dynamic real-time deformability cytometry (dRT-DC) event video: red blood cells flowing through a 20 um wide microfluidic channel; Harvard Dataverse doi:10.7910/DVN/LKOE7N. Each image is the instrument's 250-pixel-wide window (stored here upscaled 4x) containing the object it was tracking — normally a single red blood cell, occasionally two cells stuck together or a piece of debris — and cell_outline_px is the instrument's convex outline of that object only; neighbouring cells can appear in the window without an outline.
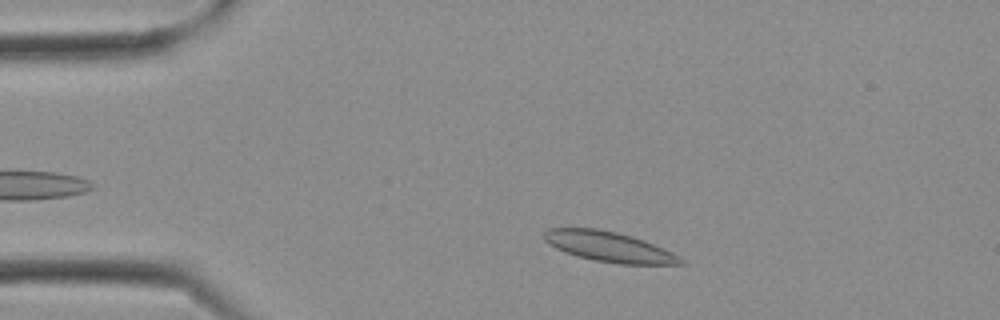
{"species": "Egyptian fruit bat (a non-hibernating species)", "species_latin": "Rousettus aegyptiacus", "temperature_condition": "cold", "stored_images_in_passage": 10, "camera_frame_rate_fps": 3000, "um_per_image_px": 0.085, "frame": {"image": 1, "passage_image": 2, "time_ms": 0.333, "image_size_px": [1000, 320], "cell_outline_px": [[684, 264], [620, 264], [596, 260], [580, 256], [556, 248], [544, 240], [544, 232], [548, 228], [596, 228], [616, 232], [632, 236], [672, 252], [680, 256], [684, 260]], "centroid_in_image_um": [51.78, 20.96], "position_along_channel_um": 33.2, "area_um2": 23.52}}
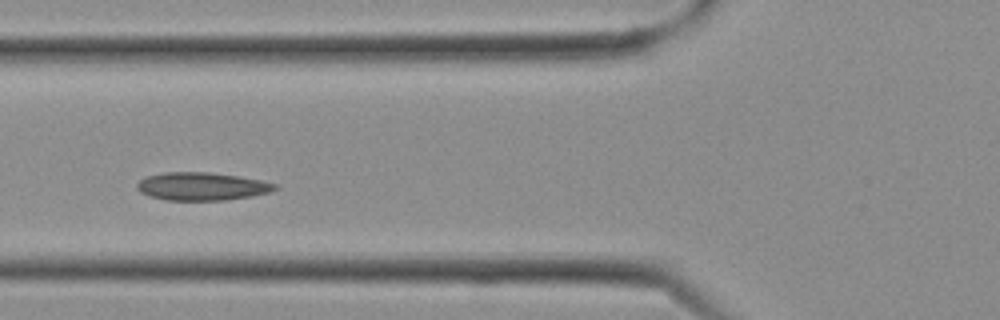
{"frame": {"image": 2, "passage_image": 7, "time_ms": 2.0, "image_size_px": [1000, 320], "cell_outline_px": [[280, 188], [272, 192], [252, 196], [224, 200], [168, 200], [148, 196], [140, 192], [136, 188], [136, 184], [140, 180], [148, 176], [164, 172], [208, 172], [236, 176], [260, 180], [276, 184]], "centroid_in_image_um": [17.16, 15.84], "position_along_channel_um": 108.6, "area_um2": 22.48}}
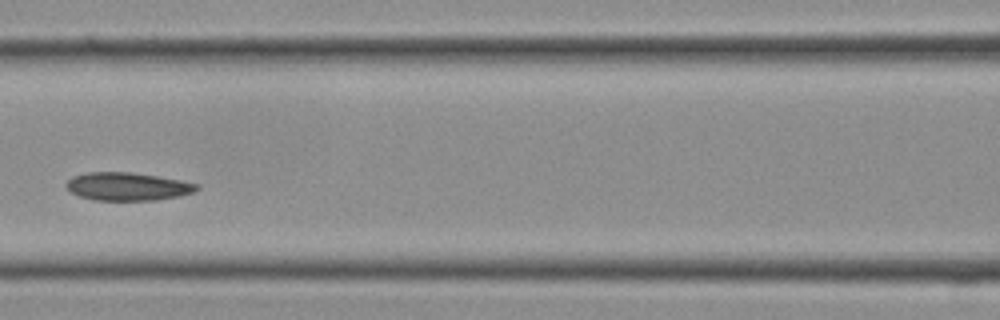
{"frame": {"image": 3, "passage_image": 9, "time_ms": 2.667, "image_size_px": [1000, 320], "cell_outline_px": [[200, 188], [196, 192], [180, 196], [156, 200], [96, 200], [80, 196], [72, 192], [64, 184], [72, 176], [88, 172], [132, 172], [180, 180], [200, 184]], "centroid_in_image_um": [10.89, 15.85], "position_along_channel_um": 155.7, "area_um2": 21.39}}